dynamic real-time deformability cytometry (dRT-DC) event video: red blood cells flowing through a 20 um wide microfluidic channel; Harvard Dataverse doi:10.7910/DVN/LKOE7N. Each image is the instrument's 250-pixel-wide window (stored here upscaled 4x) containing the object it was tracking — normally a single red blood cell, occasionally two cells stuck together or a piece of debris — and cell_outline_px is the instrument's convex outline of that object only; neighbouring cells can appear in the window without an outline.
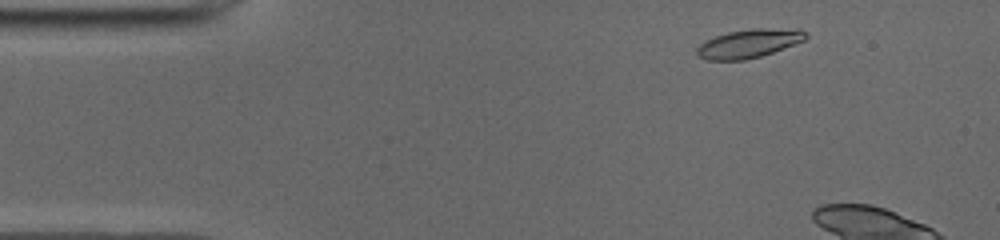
{"species": "common noctule bat (a hibernating species)", "species_latin": "Nyctalus noctula", "temperature_condition": "cold", "stored_images_in_passage": 8, "camera_frame_rate_fps": 3000, "um_per_image_px": 0.085, "animal": {"sex": "male", "body_mass_g": 19.0, "forearm_length_mm": 50.8}, "frame": {"image": 1, "passage_image": 3, "time_ms": 0.667, "image_size_px": [1000, 240], "cell_outline_px": [[808, 36], [804, 40], [772, 52], [760, 56], [744, 60], [708, 60], [696, 56], [696, 48], [700, 44], [716, 36], [728, 32], [752, 28], [764, 28], [808, 32]], "centroid_in_image_um": [63.57, 3.71], "position_along_channel_um": 21.4, "area_um2": 17.69}}